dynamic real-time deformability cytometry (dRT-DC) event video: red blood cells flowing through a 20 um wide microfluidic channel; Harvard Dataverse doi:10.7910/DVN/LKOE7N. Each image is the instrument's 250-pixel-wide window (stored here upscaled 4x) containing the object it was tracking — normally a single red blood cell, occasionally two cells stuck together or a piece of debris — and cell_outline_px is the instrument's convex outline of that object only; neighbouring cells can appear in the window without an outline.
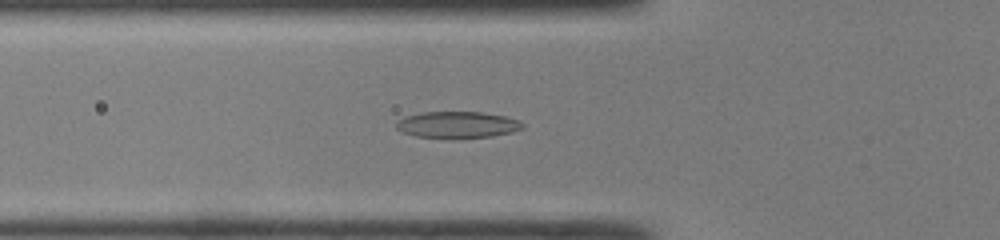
{"species": "common noctule bat (a hibernating species)", "species_latin": "Nyctalus noctula", "temperature_condition": "room temperature", "stored_images_in_passage": 47, "camera_frame_rate_fps": 3000, "um_per_image_px": 0.085, "animal": {"sex": "male", "body_mass_g": 19.0, "forearm_length_mm": 50.8}, "frame": {"image": 1, "passage_image": 17, "time_ms": 5.333, "image_size_px": [1000, 240], "cell_outline_px": [[524, 128], [512, 132], [492, 136], [416, 136], [404, 132], [396, 128], [396, 124], [404, 116], [420, 112], [480, 112], [504, 116], [520, 120], [524, 124]], "centroid_in_image_um": [38.92, 10.56], "position_along_channel_um": 86.9, "area_um2": 18.84}}
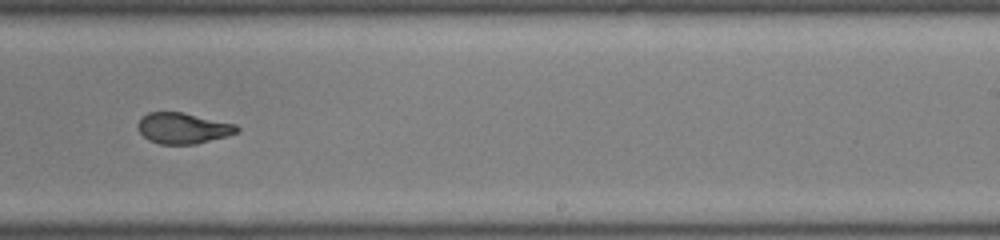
{"frame": {"image": 2, "passage_image": 30, "time_ms": 9.667, "image_size_px": [1000, 240], "cell_outline_px": [[240, 132], [228, 136], [196, 144], [160, 144], [148, 140], [136, 128], [136, 124], [148, 112], [184, 112], [236, 124], [240, 128]], "centroid_in_image_um": [15.58, 10.9], "position_along_channel_um": 273.4, "area_um2": 18.03}}
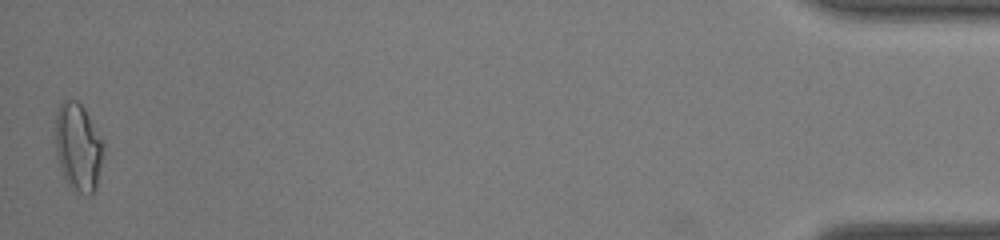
{"frame": {"image": 3, "passage_image": 47, "time_ms": 15.333, "image_size_px": [1000, 240], "cell_outline_px": [[104, 156], [96, 188], [88, 196], [80, 192], [64, 176], [56, 152], [56, 112], [60, 104], [64, 100], [76, 100], [84, 108], [104, 144]], "centroid_in_image_um": [6.67, 12.47], "position_along_channel_um": 428.5, "area_um2": 24.04}, "authors_computed_cell_mechanics": {"area_um2": 19.3052, "velocity_mm_per_s": 4.3046, "shape_relaxation_time_tau1_ms": null, "shape_relaxation_time_tau2_ms": 1.1861, "deformation_change_tau1": null, "deformation_change_tau2": 0.0714}}